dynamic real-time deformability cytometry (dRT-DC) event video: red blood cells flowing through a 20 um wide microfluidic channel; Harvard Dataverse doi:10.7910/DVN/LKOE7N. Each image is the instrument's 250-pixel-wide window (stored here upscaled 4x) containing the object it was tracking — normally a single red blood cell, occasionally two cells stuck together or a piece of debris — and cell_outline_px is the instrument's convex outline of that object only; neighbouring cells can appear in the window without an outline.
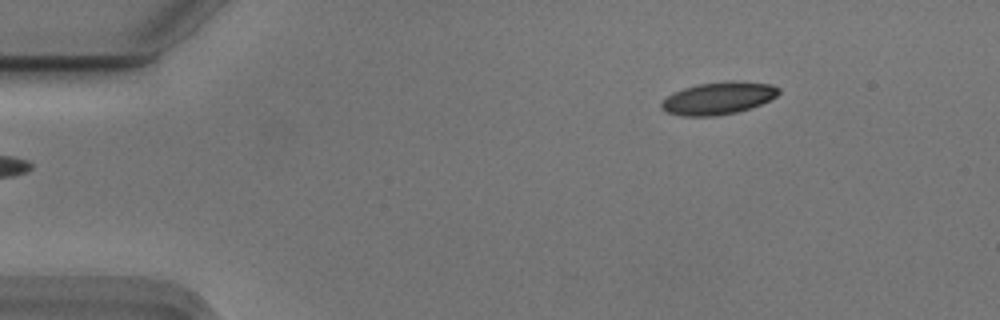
{"species": "Egyptian fruit bat (a non-hibernating species)", "species_latin": "Rousettus aegyptiacus", "temperature_condition": "cold", "stored_images_in_passage": 48, "camera_frame_rate_fps": 3000, "um_per_image_px": 0.085, "animal": {"sex": "male"}, "frame": {"image": 1, "passage_image": 1, "time_ms": 0.0, "image_size_px": [1000, 320], "cell_outline_px": [[780, 92], [776, 96], [760, 104], [736, 112], [716, 116], [680, 116], [668, 112], [660, 108], [660, 104], [672, 92], [684, 88], [700, 84], [724, 80], [736, 80], [772, 84], [780, 88]], "centroid_in_image_um": [61.06, 8.33], "position_along_channel_um": 23.9, "area_um2": 22.2}}
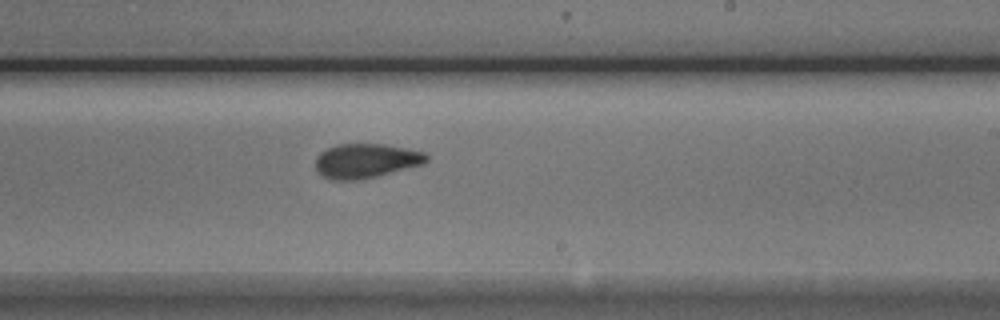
{"frame": {"image": 2, "passage_image": 26, "time_ms": 8.333, "image_size_px": [1000, 320], "cell_outline_px": [[428, 160], [424, 164], [360, 180], [332, 180], [324, 176], [316, 168], [316, 156], [320, 152], [336, 144], [384, 144], [428, 152]], "centroid_in_image_um": [31.13, 13.66], "position_along_channel_um": 257.9, "area_um2": 22.31}}
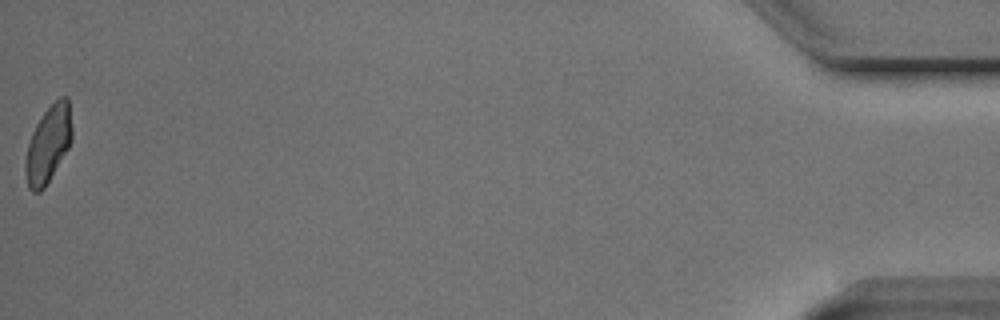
{"frame": {"image": 3, "passage_image": 48, "time_ms": 15.667, "image_size_px": [1000, 320], "cell_outline_px": [[72, 140], [68, 148], [44, 188], [40, 192], [32, 192], [28, 188], [24, 168], [24, 164], [28, 144], [32, 132], [36, 124], [44, 112], [60, 96], [68, 96], [72, 128]], "centroid_in_image_um": [4.1, 12.26], "position_along_channel_um": 431.1, "area_um2": 20.75}, "authors_computed_cell_mechanics": {"area_um2": 22.3397, "velocity_mm_per_s": 3.7286, "shape_relaxation_time_tau1_ms": 9.743, "shape_relaxation_time_tau2_ms": 1.648, "deformation_change_tau1": 0.1825, "deformation_change_tau2": 0.0659}}